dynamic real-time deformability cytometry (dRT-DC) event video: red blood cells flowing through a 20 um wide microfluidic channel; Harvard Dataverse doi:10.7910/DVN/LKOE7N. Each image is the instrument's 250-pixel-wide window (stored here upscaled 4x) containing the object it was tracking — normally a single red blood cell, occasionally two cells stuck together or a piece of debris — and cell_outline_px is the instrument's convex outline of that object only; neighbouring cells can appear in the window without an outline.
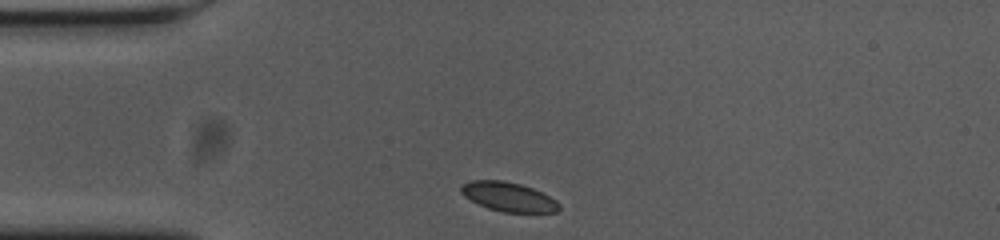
{"species": "common noctule bat (a hibernating species)", "species_latin": "Nyctalus noctula", "temperature_condition": "cold", "stored_images_in_passage": 33, "camera_frame_rate_fps": 3000, "um_per_image_px": 0.085, "animal": {"sex": "female", "body_mass_g": 23.0, "forearm_length_mm": 53.4}, "frame": {"image": 1, "passage_image": 1, "time_ms": 0.0, "image_size_px": [1000, 240], "cell_outline_px": [[560, 208], [556, 212], [504, 212], [488, 208], [464, 196], [460, 192], [460, 188], [464, 184], [472, 180], [500, 180], [520, 184], [532, 188], [556, 200], [560, 204]], "centroid_in_image_um": [43.22, 16.73], "position_along_channel_um": 41.8, "area_um2": 16.42}}
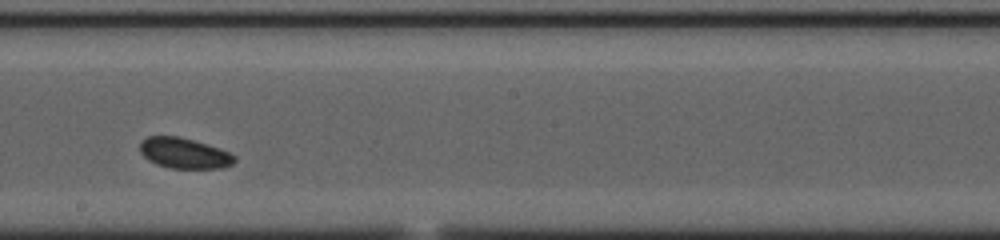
{"frame": {"image": 2, "passage_image": 19, "time_ms": 6.0, "image_size_px": [1000, 240], "cell_outline_px": [[236, 160], [232, 164], [220, 168], [168, 168], [156, 164], [148, 160], [140, 152], [140, 140], [148, 136], [180, 136], [220, 148], [236, 156]], "centroid_in_image_um": [15.63, 13.01], "position_along_channel_um": 232.6, "area_um2": 16.94}}
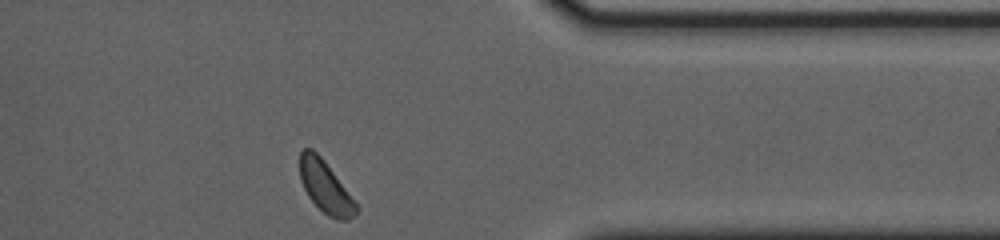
{"frame": {"image": 3, "passage_image": 33, "time_ms": 10.667, "image_size_px": [1000, 240], "cell_outline_px": [[360, 208], [348, 220], [336, 220], [328, 216], [308, 196], [300, 180], [300, 152], [304, 148], [312, 148], [324, 160]], "centroid_in_image_um": [27.65, 15.89], "position_along_channel_um": 383.7, "area_um2": 16.76}, "authors_computed_cell_mechanics": {"area_um2": 16.9354, "velocity_mm_per_s": 3.5725, "shape_relaxation_time_tau1_ms": 2.6383, "shape_relaxation_time_tau2_ms": null, "deformation_change_tau1": 0.049, "deformation_change_tau2": null}}